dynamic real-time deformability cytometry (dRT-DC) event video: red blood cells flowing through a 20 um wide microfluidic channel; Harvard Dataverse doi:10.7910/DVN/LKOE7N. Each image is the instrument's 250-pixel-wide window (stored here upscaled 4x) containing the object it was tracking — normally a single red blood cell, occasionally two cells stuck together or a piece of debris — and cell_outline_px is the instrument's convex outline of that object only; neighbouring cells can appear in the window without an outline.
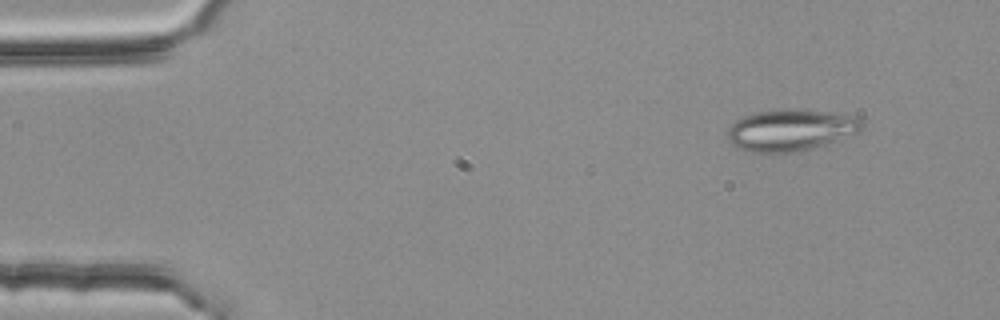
{"species": "common noctule bat (a hibernating species)", "species_latin": "Nyctalus noctula", "temperature_condition": "room temperature", "stored_images_in_passage": 2, "camera_frame_rate_fps": 3000, "um_per_image_px": 0.085, "animal": {"sex": "female", "body_mass_g": 25.1}, "frame": {"image": 1, "passage_image": 1, "time_ms": 0.0, "image_size_px": [1000, 320], "cell_outline_px": [[864, 124], [860, 132], [804, 152], [752, 152], [736, 148], [728, 140], [728, 128], [736, 120], [744, 116], [756, 112], [780, 108], [796, 108], [840, 112], [860, 116], [864, 120]], "centroid_in_image_um": [67.29, 11.03], "position_along_channel_um": 17.7, "area_um2": 33.64}}